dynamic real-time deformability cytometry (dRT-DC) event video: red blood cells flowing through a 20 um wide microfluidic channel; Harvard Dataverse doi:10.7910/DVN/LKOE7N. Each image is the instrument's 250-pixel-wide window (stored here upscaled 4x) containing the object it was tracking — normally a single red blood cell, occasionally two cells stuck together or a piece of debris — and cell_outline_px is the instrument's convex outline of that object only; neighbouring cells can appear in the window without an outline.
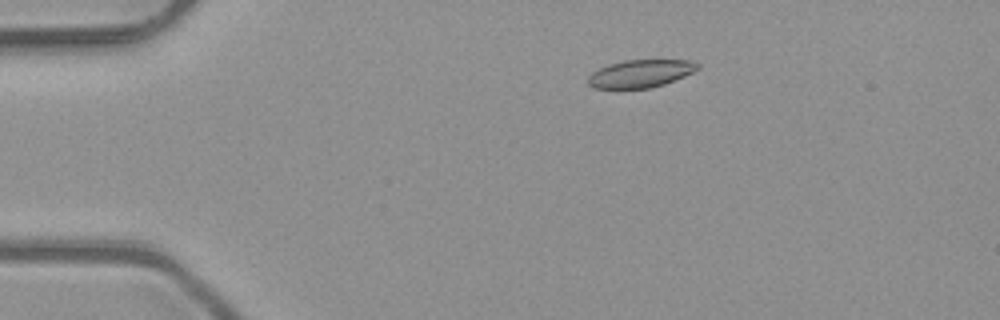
{"species": "common noctule bat (a hibernating species)", "species_latin": "Nyctalus noctula", "temperature_condition": "room temperature", "stored_images_in_passage": 4, "camera_frame_rate_fps": 3000, "um_per_image_px": 0.085, "animal": {"sex": "male", "body_mass_g": 23.1, "forearm_length_mm": 52.7}, "frame": {"image": 1, "passage_image": 2, "time_ms": 0.333, "image_size_px": [1000, 320], "cell_outline_px": [[700, 68], [684, 76], [664, 84], [648, 88], [592, 88], [588, 84], [588, 76], [592, 72], [608, 64], [624, 60], [692, 60], [700, 64]], "centroid_in_image_um": [54.44, 6.24], "position_along_channel_um": 30.6, "area_um2": 17.69}}